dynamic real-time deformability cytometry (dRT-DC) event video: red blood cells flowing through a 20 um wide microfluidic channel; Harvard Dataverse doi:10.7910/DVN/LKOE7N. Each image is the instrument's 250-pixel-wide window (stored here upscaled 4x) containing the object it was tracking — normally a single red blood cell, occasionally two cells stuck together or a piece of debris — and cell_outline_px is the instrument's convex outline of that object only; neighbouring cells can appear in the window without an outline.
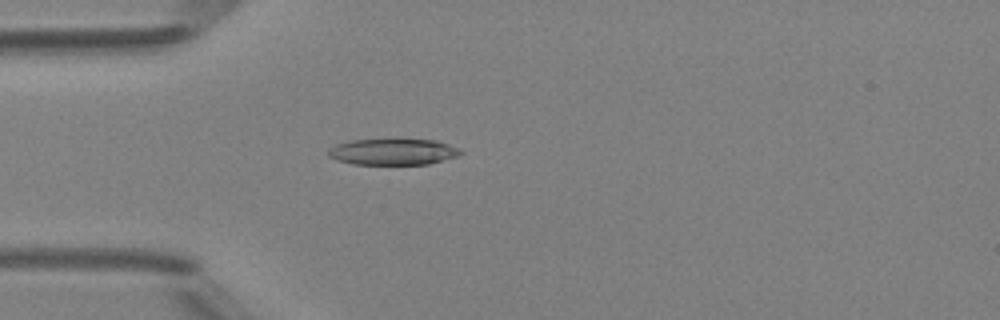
{"species": "Egyptian fruit bat (a non-hibernating species)", "species_latin": "Rousettus aegyptiacus", "temperature_condition": "room temperature", "stored_images_in_passage": 49, "camera_frame_rate_fps": 3000, "um_per_image_px": 0.085, "animal": {"sex": "female"}, "frame": {"image": 1, "passage_image": 14, "time_ms": 4.333, "image_size_px": [1000, 320], "cell_outline_px": [[464, 152], [460, 156], [428, 164], [352, 164], [336, 160], [328, 156], [328, 148], [336, 144], [352, 140], [436, 140], [460, 148]], "centroid_in_image_um": [33.42, 12.91], "position_along_channel_um": 51.6, "area_um2": 20.23}}
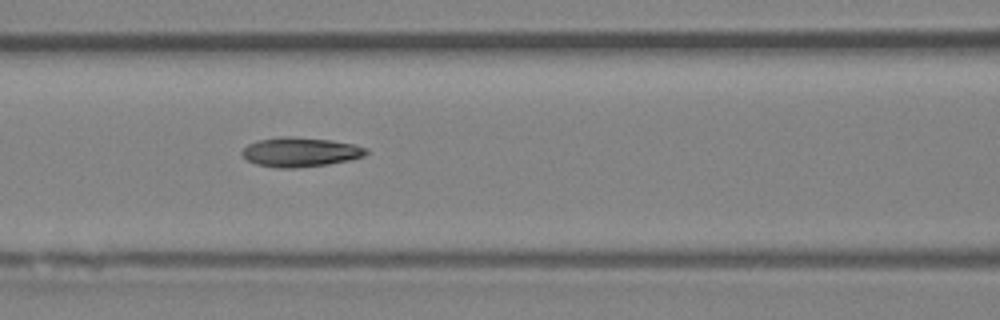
{"frame": {"image": 2, "passage_image": 21, "time_ms": 6.667, "image_size_px": [1000, 320], "cell_outline_px": [[368, 152], [364, 156], [352, 160], [328, 164], [292, 168], [276, 168], [256, 164], [248, 160], [240, 152], [248, 144], [260, 140], [280, 136], [288, 136], [332, 140], [352, 144], [368, 148]], "centroid_in_image_um": [25.54, 12.92], "position_along_channel_um": 141.1, "area_um2": 21.27}}
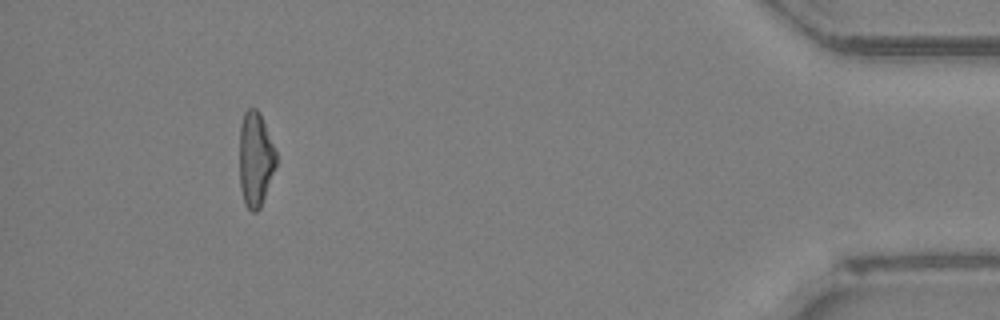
{"frame": {"image": 3, "passage_image": 45, "time_ms": 14.667, "image_size_px": [1000, 320], "cell_outline_px": [[276, 164], [260, 208], [256, 212], [252, 212], [244, 204], [240, 188], [240, 124], [244, 112], [248, 108], [256, 108], [260, 112], [276, 152]], "centroid_in_image_um": [21.7, 13.52], "position_along_channel_um": 413.5, "area_um2": 20.11}, "authors_computed_cell_mechanics": {"area_um2": 20.9236, "velocity_mm_per_s": 4.2293, "shape_relaxation_time_tau1_ms": 5.3357, "shape_relaxation_time_tau2_ms": 2.3574, "deformation_change_tau1": 0.1589, "deformation_change_tau2": 0.0949}}